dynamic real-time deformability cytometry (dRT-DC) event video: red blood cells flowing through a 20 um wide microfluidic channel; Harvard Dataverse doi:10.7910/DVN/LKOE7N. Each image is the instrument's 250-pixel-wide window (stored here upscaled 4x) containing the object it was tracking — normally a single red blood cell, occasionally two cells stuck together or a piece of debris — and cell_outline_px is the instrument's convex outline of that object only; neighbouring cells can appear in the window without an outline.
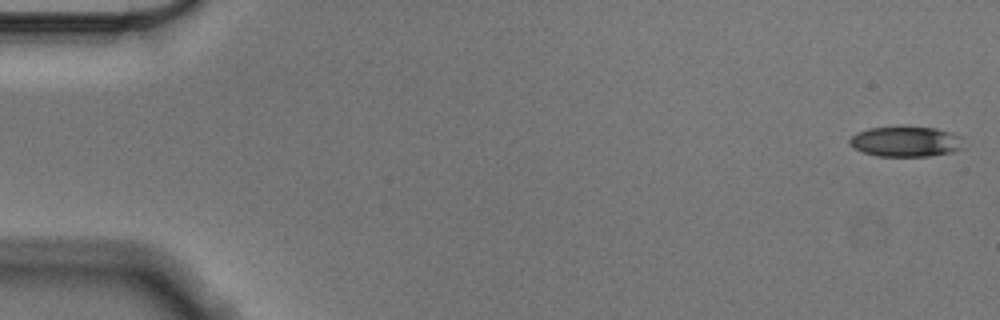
{"species": "Egyptian fruit bat (a non-hibernating species)", "species_latin": "Rousettus aegyptiacus", "temperature_condition": "cold", "stored_images_in_passage": 56, "camera_frame_rate_fps": 3000, "um_per_image_px": 0.085, "animal": {"sex": "male"}, "frame": {"image": 1, "passage_image": 1, "time_ms": 0.0, "image_size_px": [1000, 320], "cell_outline_px": [[964, 148], [952, 152], [928, 156], [876, 156], [864, 152], [856, 148], [848, 140], [856, 132], [868, 128], [936, 128], [952, 132], [960, 136]], "centroid_in_image_um": [77.02, 12.05], "position_along_channel_um": 8.0, "area_um2": 19.77}}
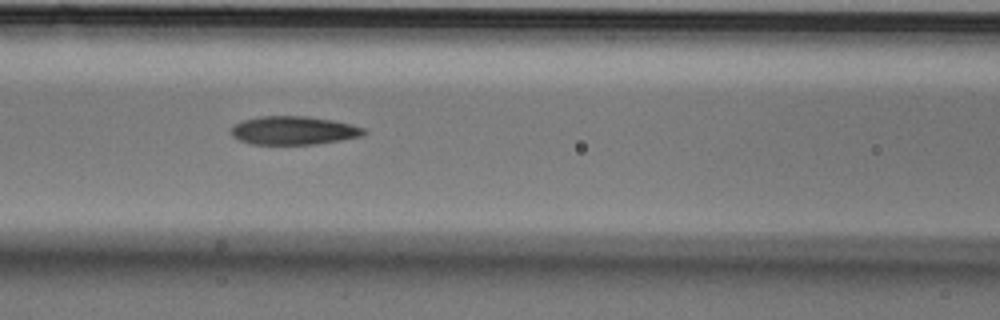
{"frame": {"image": 2, "passage_image": 24, "time_ms": 7.667, "image_size_px": [1000, 320], "cell_outline_px": [[368, 132], [360, 136], [340, 140], [316, 144], [252, 144], [240, 140], [232, 136], [232, 124], [240, 120], [260, 116], [308, 116], [332, 120], [352, 124], [364, 128]], "centroid_in_image_um": [24.94, 11.08], "position_along_channel_um": 141.7, "area_um2": 22.08}}
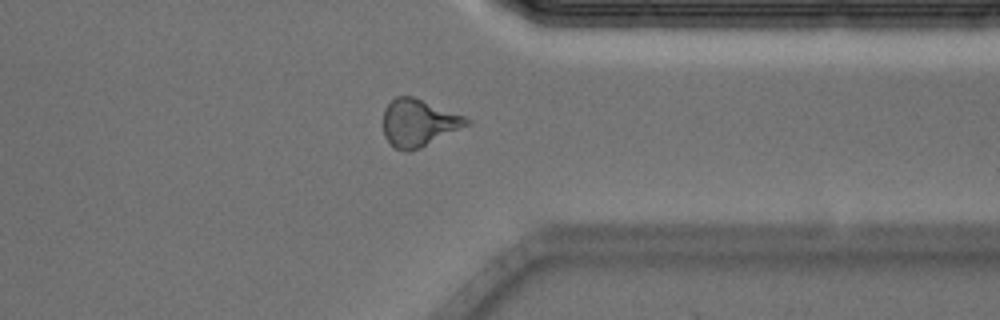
{"frame": {"image": 3, "passage_image": 44, "time_ms": 14.333, "image_size_px": [1000, 320], "cell_outline_px": [[472, 124], [412, 152], [408, 152], [396, 148], [384, 136], [384, 108], [396, 96], [412, 96], [464, 116]], "centroid_in_image_um": [35.59, 10.46], "position_along_channel_um": 375.8, "area_um2": 22.83}, "authors_computed_cell_mechanics": {"area_um2": 22.0218, "velocity_mm_per_s": 3.5596, "shape_relaxation_time_tau1_ms": 5.723, "shape_relaxation_time_tau2_ms": 4.0746, "deformation_change_tau1": 0.1448, "deformation_change_tau2": 0.1294}}